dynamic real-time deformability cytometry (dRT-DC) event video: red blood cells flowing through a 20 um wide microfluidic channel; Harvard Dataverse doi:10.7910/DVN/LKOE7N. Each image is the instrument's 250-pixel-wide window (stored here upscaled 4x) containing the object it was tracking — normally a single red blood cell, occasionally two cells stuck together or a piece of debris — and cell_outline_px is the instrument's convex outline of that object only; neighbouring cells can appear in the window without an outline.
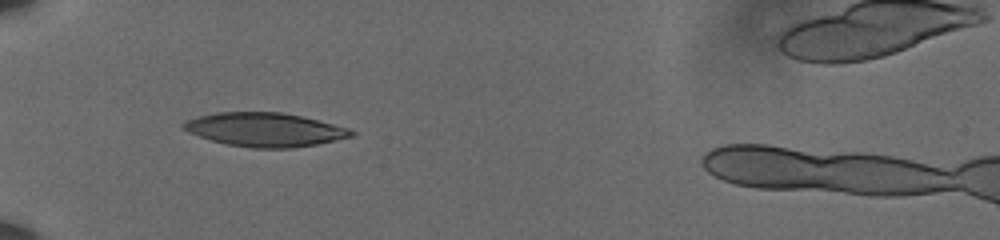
{"species": "human", "species_latin": "Homo sapiens", "temperature_condition": "cold", "stored_images_in_passage": 41, "camera_frame_rate_fps": 3000, "um_per_image_px": 0.085, "donor": {"sex": "male"}, "frame": {"image": 1, "passage_image": 3, "time_ms": 0.667, "image_size_px": [1000, 240], "cell_outline_px": [[356, 132], [352, 136], [316, 144], [292, 148], [252, 148], [228, 144], [212, 140], [188, 132], [180, 124], [188, 120], [200, 116], [216, 112], [280, 112], [300, 116], [348, 128]], "centroid_in_image_um": [22.49, 11.02], "position_along_channel_um": 62.5, "area_um2": 32.54}}
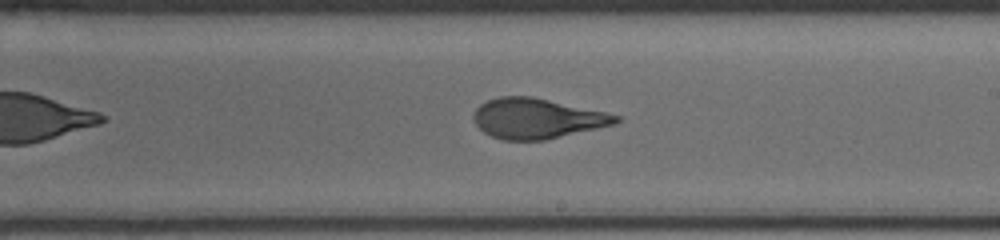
{"frame": {"image": 2, "passage_image": 19, "time_ms": 6.0, "image_size_px": [1000, 240], "cell_outline_px": [[620, 120], [616, 124], [544, 140], [504, 140], [492, 136], [484, 132], [476, 124], [472, 116], [476, 108], [480, 104], [488, 100], [500, 96], [532, 96], [604, 112], [620, 116]], "centroid_in_image_um": [45.62, 10.07], "position_along_channel_um": 243.4, "area_um2": 33.06}}
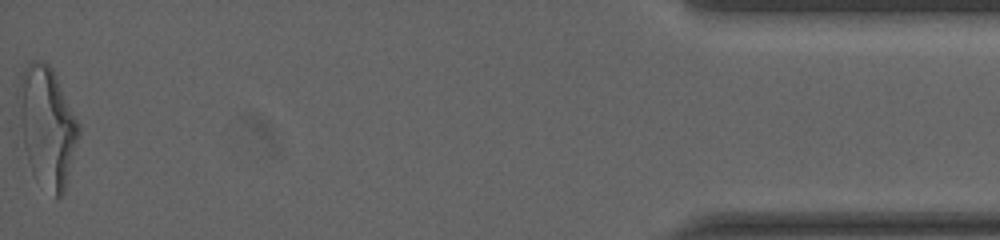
{"frame": {"image": 3, "passage_image": 41, "time_ms": 13.333, "image_size_px": [1000, 240], "cell_outline_px": [[80, 136], [64, 192], [60, 196], [56, 196], [32, 172], [28, 160], [24, 144], [20, 120], [16, 92], [20, 72], [32, 60], [44, 60], [52, 68], [80, 124]], "centroid_in_image_um": [4.0, 10.65], "position_along_channel_um": 431.2, "area_um2": 41.79}, "authors_computed_cell_mechanics": {"area_um2": 33.7552, "velocity_mm_per_s": 3.6096, "shape_relaxation_time_tau1_ms": 6.4951, "shape_relaxation_time_tau2_ms": 0.988, "deformation_change_tau1": 0.2422, "deformation_change_tau2": 0.0885}}